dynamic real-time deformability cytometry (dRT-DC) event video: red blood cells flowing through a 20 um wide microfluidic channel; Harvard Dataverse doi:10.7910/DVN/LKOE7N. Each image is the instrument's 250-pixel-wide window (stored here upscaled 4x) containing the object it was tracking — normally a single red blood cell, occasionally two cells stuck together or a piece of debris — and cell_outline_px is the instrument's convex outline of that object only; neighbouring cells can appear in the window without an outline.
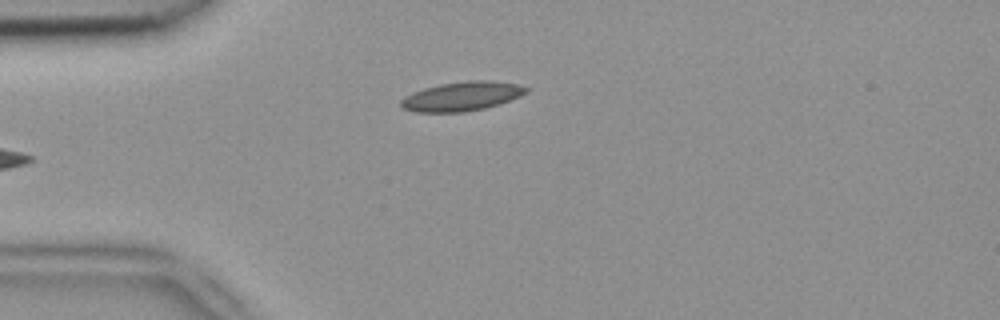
{"species": "common noctule bat (a hibernating species)", "species_latin": "Nyctalus noctula", "temperature_condition": "room temperature", "stored_images_in_passage": 36, "camera_frame_rate_fps": 3000, "um_per_image_px": 0.085, "animal": {"sex": "female", "body_mass_g": 18.4}, "frame": {"image": 1, "passage_image": 1, "time_ms": 0.0, "image_size_px": [1000, 320], "cell_outline_px": [[528, 88], [524, 92], [508, 100], [484, 108], [464, 112], [416, 112], [404, 108], [400, 104], [400, 100], [404, 96], [412, 92], [424, 88], [440, 84], [468, 80], [484, 80], [516, 84]], "centroid_in_image_um": [39.15, 8.18], "position_along_channel_um": 45.8, "area_um2": 20.81}}
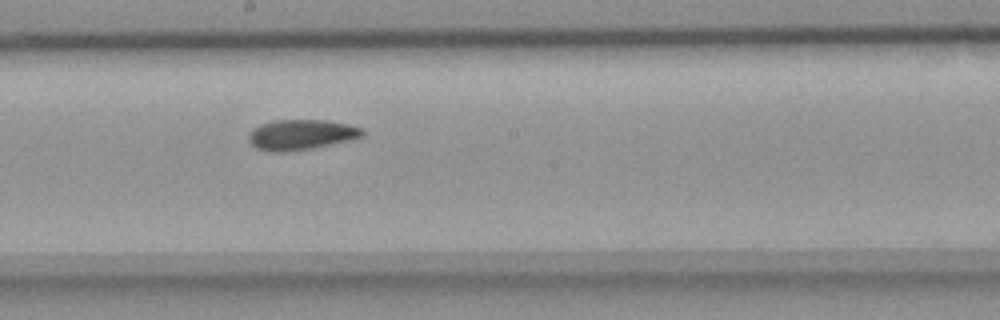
{"frame": {"image": 2, "passage_image": 16, "time_ms": 5.0, "image_size_px": [1000, 320], "cell_outline_px": [[364, 136], [360, 140], [308, 148], [280, 152], [276, 152], [256, 148], [248, 140], [248, 136], [252, 128], [260, 124], [276, 120], [328, 120], [348, 124], [364, 128]], "centroid_in_image_um": [25.68, 11.44], "position_along_channel_um": 222.5, "area_um2": 20.35}}
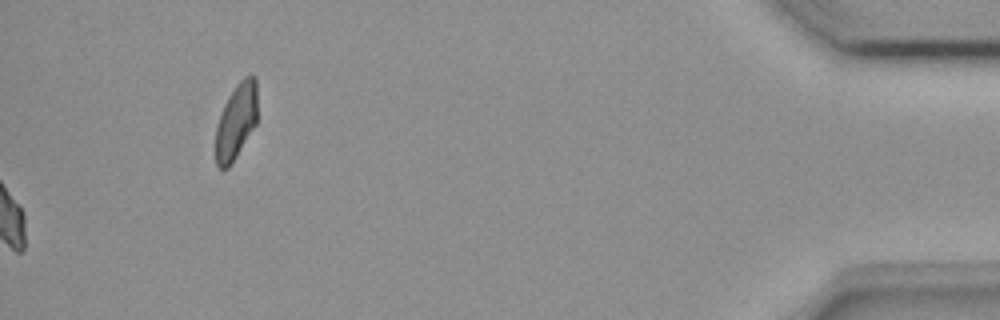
{"frame": {"image": 3, "passage_image": 36, "time_ms": 11.667, "image_size_px": [1000, 320], "cell_outline_px": [[256, 124], [236, 156], [228, 168], [220, 168], [216, 164], [216, 128], [224, 104], [228, 96], [236, 84], [244, 76], [256, 76]], "centroid_in_image_um": [20.07, 10.29], "position_along_channel_um": 415.1, "area_um2": 18.09}, "authors_computed_cell_mechanics": {"area_um2": 19.652, "velocity_mm_per_s": 3.8919, "shape_relaxation_time_tau1_ms": 6.1437, "shape_relaxation_time_tau2_ms": 8.3121, "deformation_change_tau1": 0.1281, "deformation_change_tau2": 0.1355}}